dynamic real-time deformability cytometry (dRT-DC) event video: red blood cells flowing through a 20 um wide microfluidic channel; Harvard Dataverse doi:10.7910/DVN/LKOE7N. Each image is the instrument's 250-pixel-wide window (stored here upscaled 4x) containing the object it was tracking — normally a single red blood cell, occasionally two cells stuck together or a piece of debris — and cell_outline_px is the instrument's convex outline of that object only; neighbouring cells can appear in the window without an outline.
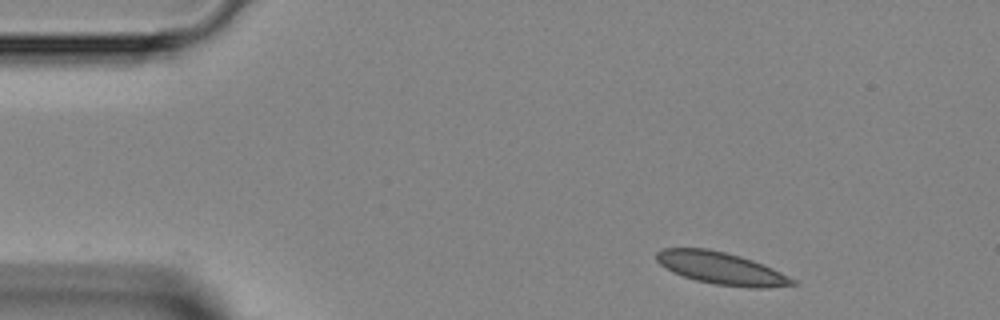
{"species": "Egyptian fruit bat (a non-hibernating species)", "species_latin": "Rousettus aegyptiacus", "temperature_condition": "room temperature", "stored_images_in_passage": 43, "camera_frame_rate_fps": 3000, "um_per_image_px": 0.085, "animal": {"sex": "female"}, "frame": {"image": 1, "passage_image": 2, "time_ms": 0.333, "image_size_px": [1000, 320], "cell_outline_px": [[800, 284], [764, 288], [748, 288], [716, 284], [696, 280], [672, 272], [660, 264], [656, 260], [656, 252], [664, 248], [708, 248], [740, 256], [752, 260], [772, 268], [796, 280]], "centroid_in_image_um": [61.31, 22.81], "position_along_channel_um": 23.7, "area_um2": 25.49}}
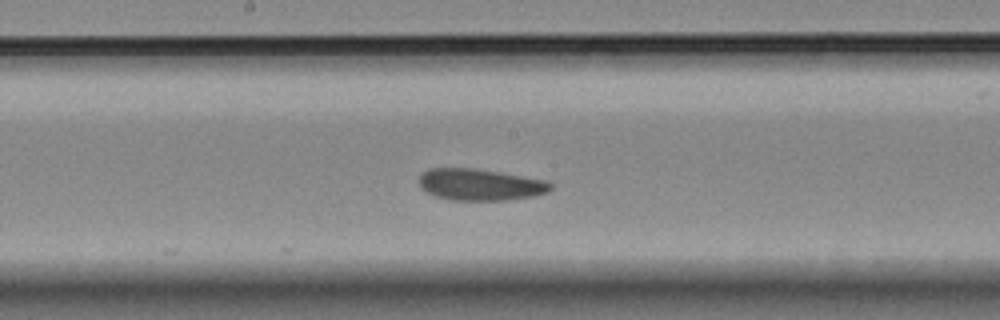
{"frame": {"image": 2, "passage_image": 20, "time_ms": 6.333, "image_size_px": [1000, 320], "cell_outline_px": [[552, 188], [548, 192], [532, 196], [508, 200], [452, 200], [436, 196], [420, 188], [420, 172], [428, 168], [472, 168], [544, 180], [552, 184]], "centroid_in_image_um": [40.77, 15.69], "position_along_channel_um": 207.4, "area_um2": 23.99}}
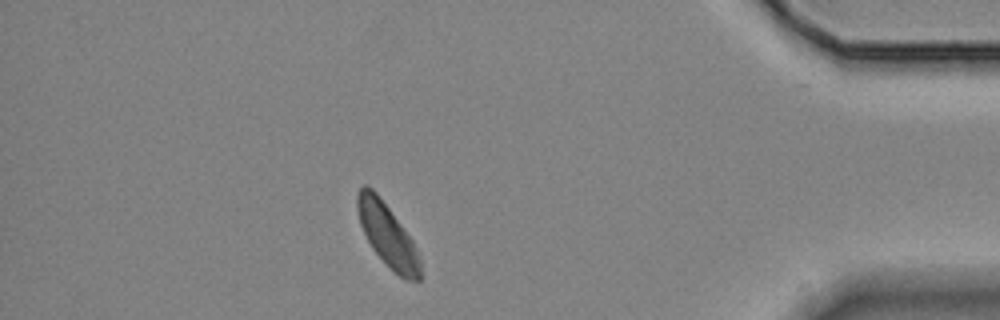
{"frame": {"image": 3, "passage_image": 37, "time_ms": 12.0, "image_size_px": [1000, 320], "cell_outline_px": [[420, 280], [404, 280], [372, 248], [360, 224], [356, 208], [356, 196], [360, 188], [364, 184], [372, 188], [376, 192], [412, 240], [420, 260]], "centroid_in_image_um": [32.9, 19.95], "position_along_channel_um": 402.3, "area_um2": 22.31}}